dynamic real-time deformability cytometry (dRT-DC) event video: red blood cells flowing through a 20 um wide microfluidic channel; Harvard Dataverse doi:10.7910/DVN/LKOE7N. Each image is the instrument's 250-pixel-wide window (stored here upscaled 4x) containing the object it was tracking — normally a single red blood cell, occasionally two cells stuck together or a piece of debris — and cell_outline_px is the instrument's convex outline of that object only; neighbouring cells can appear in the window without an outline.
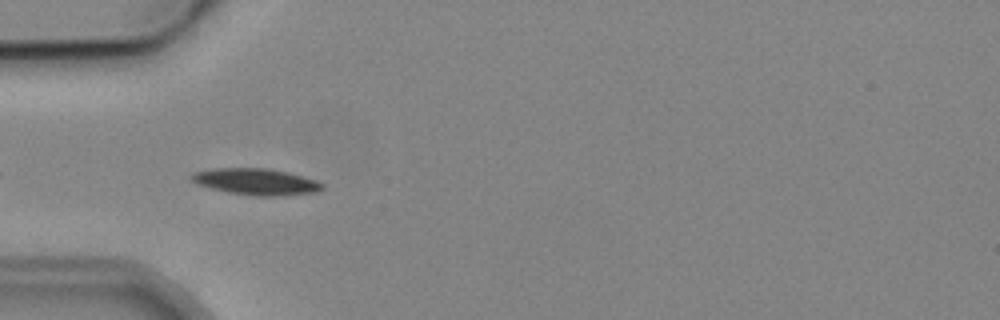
{"species": "common noctule bat (a hibernating species)", "species_latin": "Nyctalus noctula", "temperature_condition": "cold", "stored_images_in_passage": 7, "camera_frame_rate_fps": 3000, "um_per_image_px": 0.085, "animal": {"sex": "male", "body_mass_g": 19.2, "forearm_length_mm": 51.8}, "frame": {"image": 1, "passage_image": 6, "time_ms": 5.667, "image_size_px": [1000, 320], "cell_outline_px": [[324, 188], [316, 192], [272, 196], [256, 196], [228, 192], [196, 184], [188, 176], [192, 172], [212, 168], [268, 168], [288, 172], [316, 180], [324, 184]], "centroid_in_image_um": [21.73, 15.43], "position_along_channel_um": 63.3, "area_um2": 20.17}}